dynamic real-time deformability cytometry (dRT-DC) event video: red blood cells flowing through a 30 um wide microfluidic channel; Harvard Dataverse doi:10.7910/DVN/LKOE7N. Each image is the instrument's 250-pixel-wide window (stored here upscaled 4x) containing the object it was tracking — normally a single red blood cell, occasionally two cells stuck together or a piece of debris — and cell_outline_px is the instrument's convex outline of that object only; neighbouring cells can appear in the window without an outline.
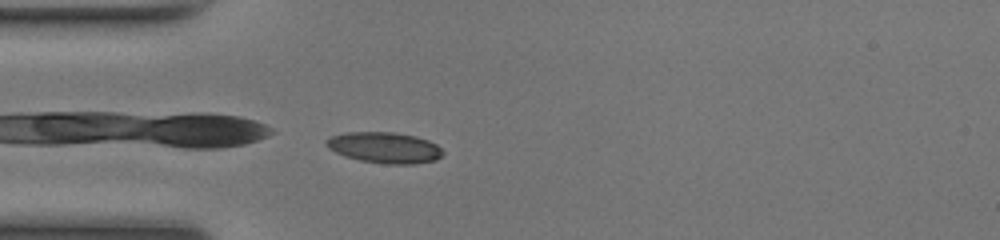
{"species": "common noctule bat (a hibernating species)", "species_latin": "Nyctalus noctula", "temperature_condition": "room temperature", "stored_images_in_passage": 4, "camera_frame_rate_fps": 3000, "um_per_image_px": 0.085, "animal": {"sex": "female", "body_mass_g": 17.0, "forearm_length_mm": 48.0}, "frame": {"image": 1, "passage_image": 4, "time_ms": 1.0, "image_size_px": [1000, 240], "cell_outline_px": [[444, 152], [436, 160], [416, 164], [384, 164], [360, 160], [344, 156], [328, 148], [324, 140], [332, 136], [344, 132], [396, 132], [416, 136], [428, 140], [436, 144]], "centroid_in_image_um": [32.68, 12.54], "position_along_channel_um": 52.3, "area_um2": 21.15}}